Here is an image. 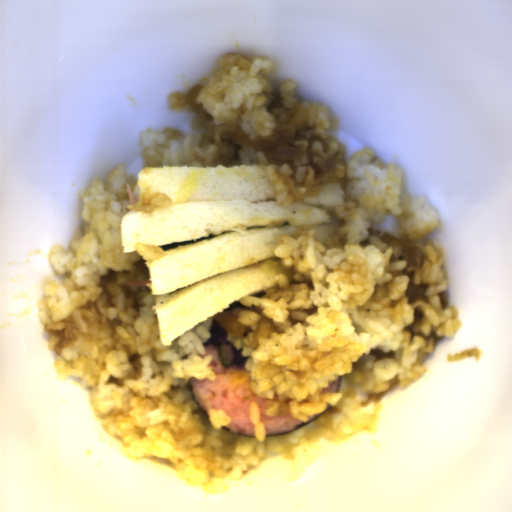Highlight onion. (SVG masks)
<instances>
[{"mask_svg":"<svg viewBox=\"0 0 512 512\" xmlns=\"http://www.w3.org/2000/svg\"><path fill=\"white\" fill-rule=\"evenodd\" d=\"M296 112L287 121L286 124H280L274 131L275 133L263 139L251 140L250 134L245 133L242 128L237 132H229L227 136L246 146L254 152H262L266 155L269 163L273 165H283L289 162L293 174L290 176L284 173H278L280 177L287 183L294 202L306 201L313 193L316 185L321 184L328 173H333L336 169V159H327L325 162L317 153H313L311 160L312 165L308 166V177L305 182L306 193H301L296 183V173L298 168L294 161H301L305 149L296 146L294 142L297 139V131L306 123L310 112L309 109L300 101L293 104Z\"/></svg>","mask_w":512,"mask_h":512,"instance_id":"obj_1","label":"onion"},{"mask_svg":"<svg viewBox=\"0 0 512 512\" xmlns=\"http://www.w3.org/2000/svg\"><path fill=\"white\" fill-rule=\"evenodd\" d=\"M374 232L382 242L389 244L393 250L396 245H400L403 254L408 256L407 265L411 267H416L422 271L424 254L415 246V244H411L407 239H404L402 237H394L376 228Z\"/></svg>","mask_w":512,"mask_h":512,"instance_id":"obj_2","label":"onion"},{"mask_svg":"<svg viewBox=\"0 0 512 512\" xmlns=\"http://www.w3.org/2000/svg\"><path fill=\"white\" fill-rule=\"evenodd\" d=\"M215 322L221 329L226 331L234 338H242L246 329L243 324L235 320L225 310L220 311L218 314L213 315Z\"/></svg>","mask_w":512,"mask_h":512,"instance_id":"obj_3","label":"onion"},{"mask_svg":"<svg viewBox=\"0 0 512 512\" xmlns=\"http://www.w3.org/2000/svg\"><path fill=\"white\" fill-rule=\"evenodd\" d=\"M202 84L198 83L191 87L186 93L185 100L189 105L190 109L204 122L211 121L214 119L209 113L203 110V103L197 104L195 99L204 88Z\"/></svg>","mask_w":512,"mask_h":512,"instance_id":"obj_4","label":"onion"},{"mask_svg":"<svg viewBox=\"0 0 512 512\" xmlns=\"http://www.w3.org/2000/svg\"><path fill=\"white\" fill-rule=\"evenodd\" d=\"M279 332L278 325L274 324L273 319L268 318L266 316H261L258 321V328L253 337L254 345L256 349L259 347V337H264L267 339L271 338L272 333Z\"/></svg>","mask_w":512,"mask_h":512,"instance_id":"obj_5","label":"onion"}]
</instances>
